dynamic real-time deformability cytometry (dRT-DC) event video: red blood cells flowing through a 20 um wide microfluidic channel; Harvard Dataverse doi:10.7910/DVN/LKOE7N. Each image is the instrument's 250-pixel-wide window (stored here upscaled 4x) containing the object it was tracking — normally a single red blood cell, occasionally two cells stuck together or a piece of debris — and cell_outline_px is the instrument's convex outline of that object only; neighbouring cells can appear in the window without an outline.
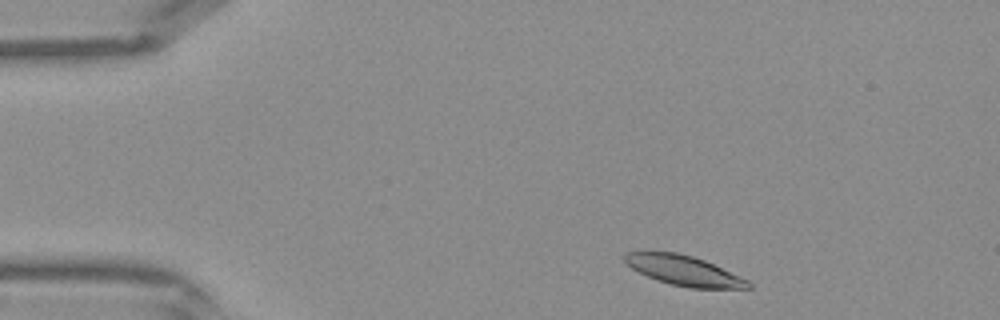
{"species": "Egyptian fruit bat (a non-hibernating species)", "species_latin": "Rousettus aegyptiacus", "temperature_condition": "warm", "stored_images_in_passage": 38, "camera_frame_rate_fps": 3000, "um_per_image_px": 0.085, "frame": {"image": 1, "passage_image": 2, "time_ms": 0.333, "image_size_px": [1000, 320], "cell_outline_px": [[752, 288], [688, 288], [656, 280], [632, 268], [624, 260], [624, 252], [676, 252], [692, 256], [704, 260], [740, 276], [748, 280], [752, 284]], "centroid_in_image_um": [58.15, 23.0], "position_along_channel_um": 26.9, "area_um2": 21.27}}
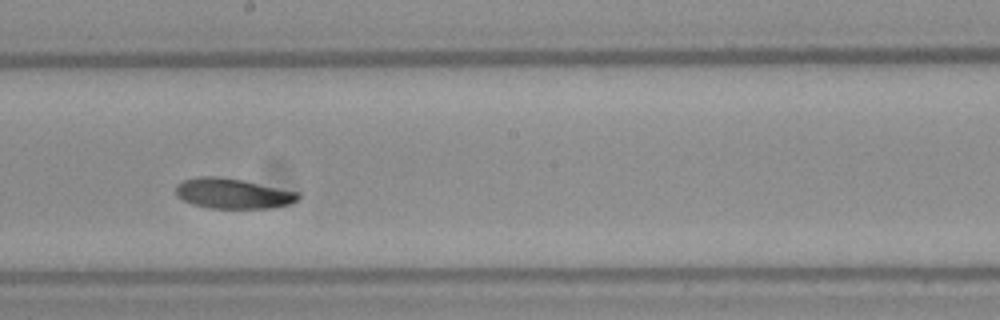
{"frame": {"image": 2, "passage_image": 19, "time_ms": 6.0, "image_size_px": [1000, 320], "cell_outline_px": [[300, 196], [292, 204], [272, 208], [208, 208], [192, 204], [176, 196], [176, 184], [184, 180], [200, 176], [216, 176], [244, 180], [300, 192]], "centroid_in_image_um": [19.81, 16.45], "position_along_channel_um": 228.4, "area_um2": 21.73}}
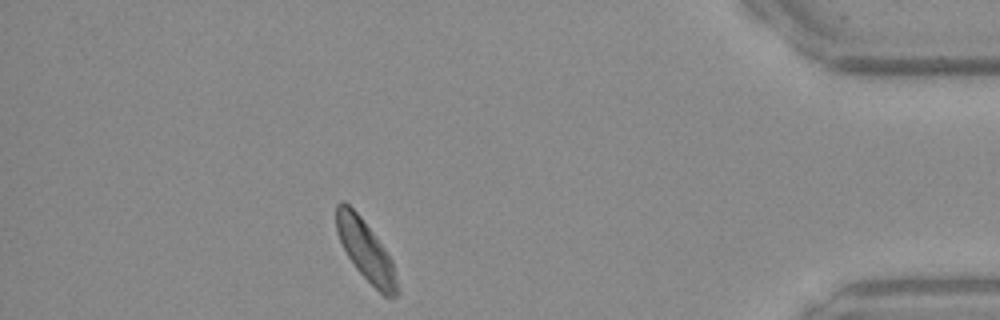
{"frame": {"image": 3, "passage_image": 33, "time_ms": 10.667, "image_size_px": [1000, 320], "cell_outline_px": [[400, 292], [396, 296], [384, 296], [356, 268], [348, 256], [336, 232], [336, 204], [340, 200], [344, 200], [360, 216], [384, 248], [392, 260]], "centroid_in_image_um": [31.08, 21.28], "position_along_channel_um": 404.1, "area_um2": 20.98}}